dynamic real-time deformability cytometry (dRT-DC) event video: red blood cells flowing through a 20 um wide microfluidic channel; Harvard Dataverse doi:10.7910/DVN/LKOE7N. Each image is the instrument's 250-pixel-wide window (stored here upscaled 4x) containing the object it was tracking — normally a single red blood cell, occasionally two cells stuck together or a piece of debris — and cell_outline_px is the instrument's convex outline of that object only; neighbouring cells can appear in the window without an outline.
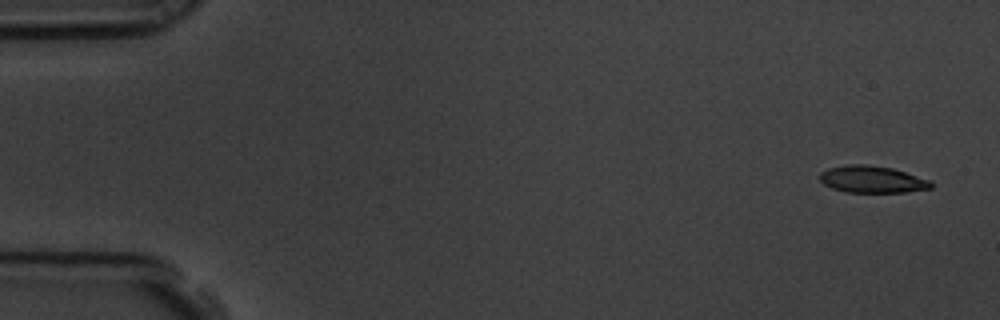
{"species": "common noctule bat (a hibernating species)", "species_latin": "Nyctalus noctula", "temperature_condition": "room temperature", "stored_images_in_passage": 4, "camera_frame_rate_fps": 3000, "um_per_image_px": 0.085, "animal": {"sex": "male", "body_mass_g": 19.5, "forearm_length_mm": 54.6}, "frame": {"image": 1, "passage_image": 1, "time_ms": 0.0, "image_size_px": [1000, 320], "cell_outline_px": [[932, 188], [908, 192], [844, 192], [832, 188], [824, 184], [820, 180], [820, 172], [828, 168], [848, 164], [864, 164], [892, 168], [932, 180]], "centroid_in_image_um": [74.14, 15.25], "position_along_channel_um": 10.9, "area_um2": 17.57}}